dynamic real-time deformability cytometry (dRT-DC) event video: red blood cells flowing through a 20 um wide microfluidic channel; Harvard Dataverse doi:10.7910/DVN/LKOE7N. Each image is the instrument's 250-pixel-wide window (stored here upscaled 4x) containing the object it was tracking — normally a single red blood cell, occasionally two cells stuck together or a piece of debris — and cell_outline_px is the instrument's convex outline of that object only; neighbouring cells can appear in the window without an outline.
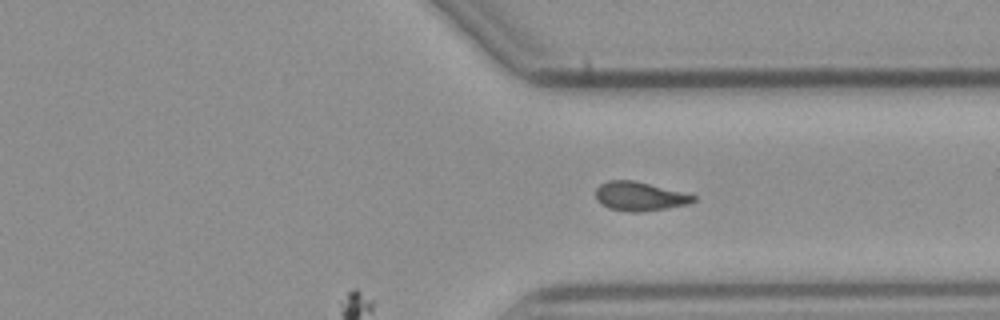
{"species": "common noctule bat (a hibernating species)", "species_latin": "Nyctalus noctula", "temperature_condition": "cold", "stored_images_in_passage": 35, "camera_frame_rate_fps": 3000, "um_per_image_px": 0.085, "animal": {"sex": "male", "body_mass_g": 23.1, "forearm_length_mm": 52.7}, "frame": {"image": 1, "passage_image": 35, "time_ms": 11.333, "image_size_px": [1000, 320], "cell_outline_px": [[696, 200], [688, 204], [640, 212], [628, 212], [608, 208], [596, 200], [596, 188], [600, 184], [608, 180], [632, 180], [696, 196]], "centroid_in_image_um": [54.3, 16.69], "position_along_channel_um": 357.1, "area_um2": 16.18}}